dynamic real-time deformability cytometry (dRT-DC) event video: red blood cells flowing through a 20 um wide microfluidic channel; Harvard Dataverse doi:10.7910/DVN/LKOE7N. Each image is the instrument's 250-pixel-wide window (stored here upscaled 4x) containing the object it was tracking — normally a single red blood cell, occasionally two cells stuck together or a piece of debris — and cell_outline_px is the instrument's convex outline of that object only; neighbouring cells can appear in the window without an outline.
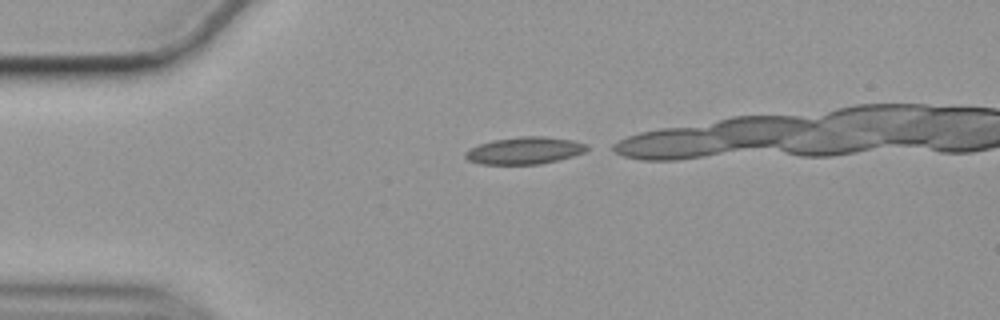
{"species": "common noctule bat (a hibernating species)", "species_latin": "Nyctalus noctula", "temperature_condition": "cold", "stored_images_in_passage": 22, "camera_frame_rate_fps": 3000, "um_per_image_px": 0.085, "animal": {"sex": "female", "body_mass_g": 19.9}, "frame": {"image": 1, "passage_image": 1, "time_ms": 0.0, "image_size_px": [1000, 320], "cell_outline_px": [[588, 148], [584, 152], [572, 156], [540, 164], [480, 164], [468, 160], [464, 156], [464, 152], [468, 148], [492, 140], [520, 136], [544, 136], [572, 140], [588, 144]], "centroid_in_image_um": [44.56, 12.79], "position_along_channel_um": 40.4, "area_um2": 19.25}}